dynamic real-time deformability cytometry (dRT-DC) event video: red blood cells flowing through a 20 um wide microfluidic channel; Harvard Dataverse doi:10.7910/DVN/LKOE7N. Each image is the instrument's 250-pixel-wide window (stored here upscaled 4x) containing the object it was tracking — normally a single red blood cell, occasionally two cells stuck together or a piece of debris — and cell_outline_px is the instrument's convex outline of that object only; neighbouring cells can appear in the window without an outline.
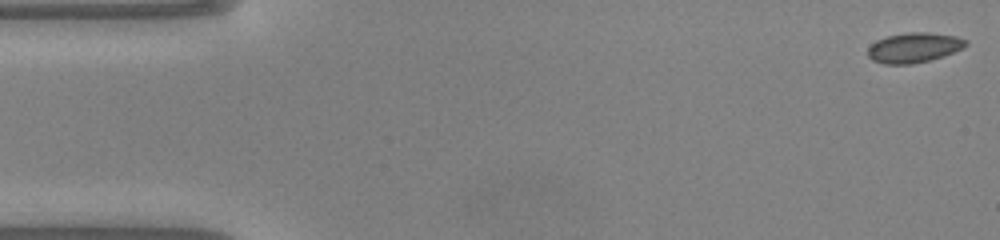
{"species": "common noctule bat (a hibernating species)", "species_latin": "Nyctalus noctula", "temperature_condition": "warm", "stored_images_in_passage": 40, "camera_frame_rate_fps": 3000, "um_per_image_px": 0.085, "animal": {"sex": "male", "body_mass_g": 20.0, "forearm_length_mm": 53.3}, "frame": {"image": 1, "passage_image": 1, "time_ms": 0.0, "image_size_px": [1000, 240], "cell_outline_px": [[968, 44], [952, 52], [928, 60], [908, 64], [884, 64], [872, 60], [868, 56], [868, 48], [876, 40], [888, 36], [908, 32], [928, 32], [956, 36], [968, 40]], "centroid_in_image_um": [77.65, 4.03], "position_along_channel_um": 7.3, "area_um2": 16.82}}
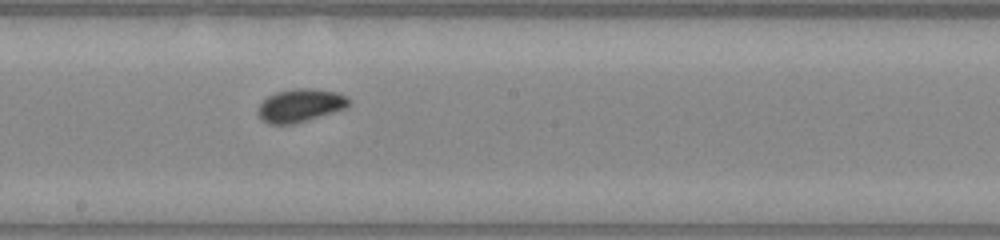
{"frame": {"image": 2, "passage_image": 26, "time_ms": 8.333, "image_size_px": [1000, 240], "cell_outline_px": [[352, 100], [344, 108], [292, 124], [268, 124], [260, 116], [260, 104], [268, 96], [276, 92], [296, 88], [316, 88], [336, 92], [348, 96]], "centroid_in_image_um": [25.56, 8.93], "position_along_channel_um": 222.6, "area_um2": 17.11}}
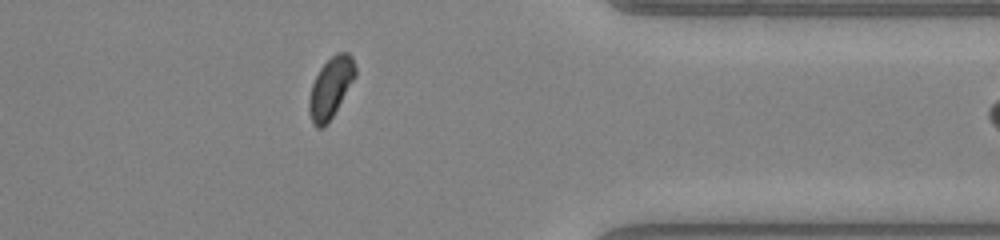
{"frame": {"image": 3, "passage_image": 39, "time_ms": 12.667, "image_size_px": [1000, 240], "cell_outline_px": [[356, 76], [328, 124], [324, 128], [316, 128], [312, 124], [308, 112], [308, 100], [312, 84], [320, 68], [336, 52], [348, 52], [352, 56], [356, 68]], "centroid_in_image_um": [28.09, 7.48], "position_along_channel_um": 383.3, "area_um2": 16.47}}